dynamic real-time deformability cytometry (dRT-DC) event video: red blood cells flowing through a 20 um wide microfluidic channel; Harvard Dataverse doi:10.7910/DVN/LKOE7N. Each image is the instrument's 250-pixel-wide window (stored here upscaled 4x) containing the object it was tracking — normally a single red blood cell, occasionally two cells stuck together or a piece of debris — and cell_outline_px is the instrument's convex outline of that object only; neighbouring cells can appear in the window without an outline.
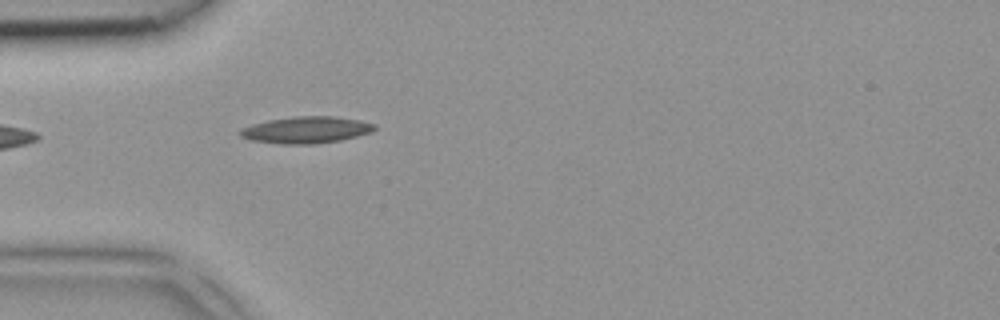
{"species": "common noctule bat (a hibernating species)", "species_latin": "Nyctalus noctula", "temperature_condition": "room temperature", "stored_images_in_passage": 1, "camera_frame_rate_fps": 3000, "um_per_image_px": 0.085, "animal": {"sex": "female", "body_mass_g": 18.4}, "frame": {"image": 1, "passage_image": 1, "time_ms": 0.0, "image_size_px": [1000, 320], "cell_outline_px": [[376, 128], [372, 132], [340, 140], [316, 144], [284, 144], [252, 140], [240, 136], [236, 132], [240, 128], [252, 124], [268, 120], [296, 116], [336, 116], [360, 120], [376, 124]], "centroid_in_image_um": [26.02, 11.03], "position_along_channel_um": 59.0, "area_um2": 21.04}}